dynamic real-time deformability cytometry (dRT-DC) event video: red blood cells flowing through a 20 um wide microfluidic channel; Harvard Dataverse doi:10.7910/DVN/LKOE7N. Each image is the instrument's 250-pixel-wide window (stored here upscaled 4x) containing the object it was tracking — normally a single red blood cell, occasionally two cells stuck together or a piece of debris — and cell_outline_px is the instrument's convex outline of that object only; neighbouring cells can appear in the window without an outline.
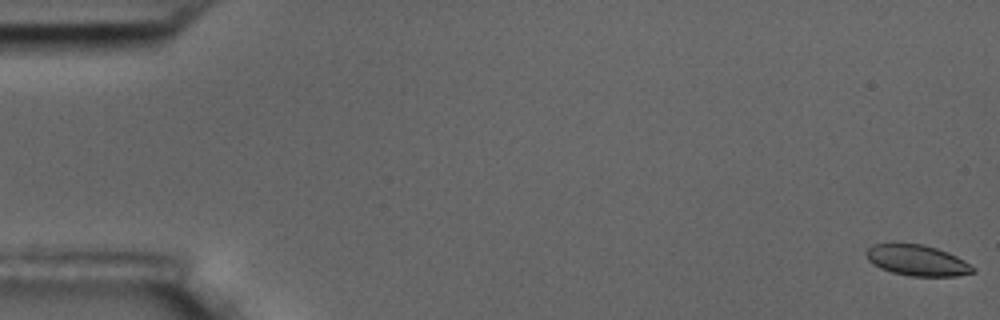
{"species": "common noctule bat (a hibernating species)", "species_latin": "Nyctalus noctula", "temperature_condition": "room temperature", "stored_images_in_passage": 8, "camera_frame_rate_fps": 3000, "um_per_image_px": 0.085, "animal": {"sex": "male", "body_mass_g": 17.5, "forearm_length_mm": 52.3}, "frame": {"image": 1, "passage_image": 1, "time_ms": 0.0, "image_size_px": [1000, 320], "cell_outline_px": [[976, 272], [956, 276], [912, 276], [892, 272], [880, 268], [872, 264], [868, 260], [864, 252], [872, 244], [892, 240], [924, 244], [948, 252], [964, 260], [976, 268]], "centroid_in_image_um": [77.9, 22.08], "position_along_channel_um": 7.1, "area_um2": 19.94}}
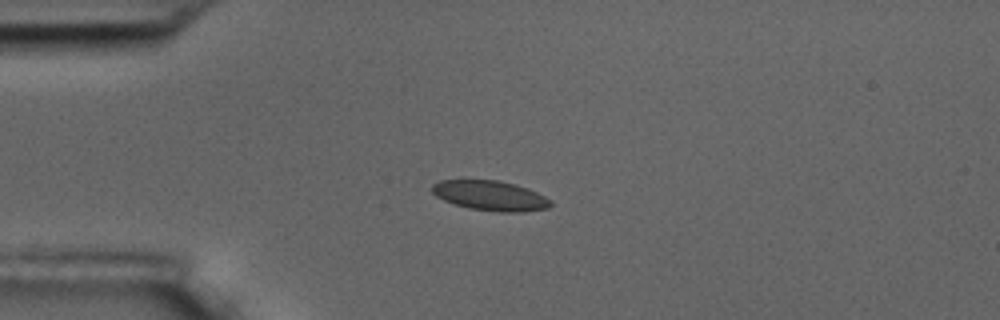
{"frame": {"image": 2, "passage_image": 5, "time_ms": 4.667, "image_size_px": [1000, 320], "cell_outline_px": [[552, 204], [548, 208], [524, 212], [500, 212], [468, 208], [444, 200], [436, 196], [432, 192], [432, 184], [440, 180], [500, 180], [516, 184], [528, 188], [552, 200]], "centroid_in_image_um": [41.7, 16.62], "position_along_channel_um": 43.3, "area_um2": 20.75}}